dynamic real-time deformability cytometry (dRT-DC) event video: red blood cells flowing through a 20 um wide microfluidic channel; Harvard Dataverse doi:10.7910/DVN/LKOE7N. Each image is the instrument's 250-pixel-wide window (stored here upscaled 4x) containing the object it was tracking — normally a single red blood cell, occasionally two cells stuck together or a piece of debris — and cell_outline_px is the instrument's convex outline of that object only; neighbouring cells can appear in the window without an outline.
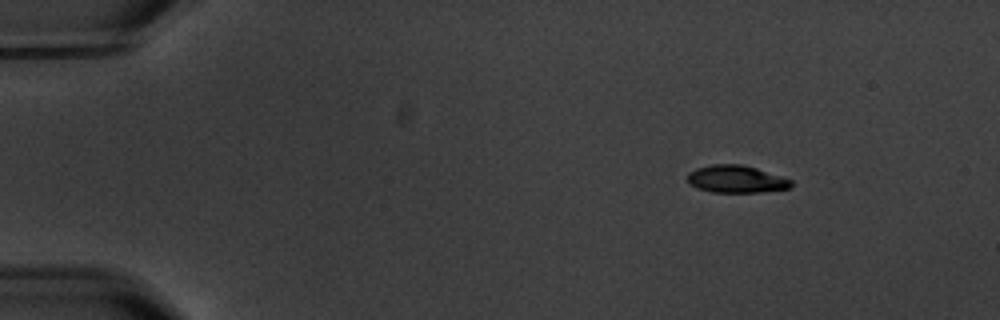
{"species": "common noctule bat (a hibernating species)", "species_latin": "Nyctalus noctula", "temperature_condition": "warm", "stored_images_in_passage": 4, "camera_frame_rate_fps": 3000, "um_per_image_px": 0.085, "animal": {"sex": "male", "body_mass_g": 20.1, "forearm_length_mm": 53.5}, "frame": {"image": 1, "passage_image": 1, "time_ms": 0.0, "image_size_px": [1000, 320], "cell_outline_px": [[792, 188], [760, 192], [712, 192], [696, 188], [688, 184], [688, 172], [696, 168], [712, 164], [740, 164], [756, 168], [792, 180]], "centroid_in_image_um": [62.55, 15.23], "position_along_channel_um": 22.4, "area_um2": 16.59}}
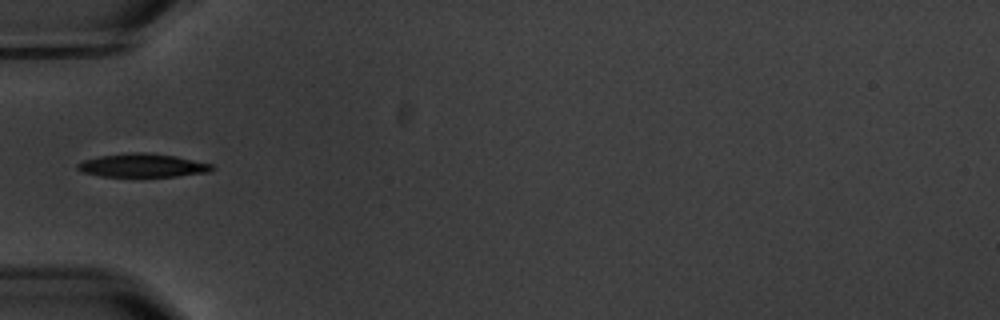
{"frame": {"image": 2, "passage_image": 4, "time_ms": 4.0, "image_size_px": [1000, 320], "cell_outline_px": [[216, 168], [212, 172], [176, 176], [100, 176], [84, 172], [76, 168], [76, 164], [84, 160], [100, 156], [132, 152], [144, 152], [176, 156], [212, 164]], "centroid_in_image_um": [12.16, 14.06], "position_along_channel_um": 72.8, "area_um2": 18.32}}